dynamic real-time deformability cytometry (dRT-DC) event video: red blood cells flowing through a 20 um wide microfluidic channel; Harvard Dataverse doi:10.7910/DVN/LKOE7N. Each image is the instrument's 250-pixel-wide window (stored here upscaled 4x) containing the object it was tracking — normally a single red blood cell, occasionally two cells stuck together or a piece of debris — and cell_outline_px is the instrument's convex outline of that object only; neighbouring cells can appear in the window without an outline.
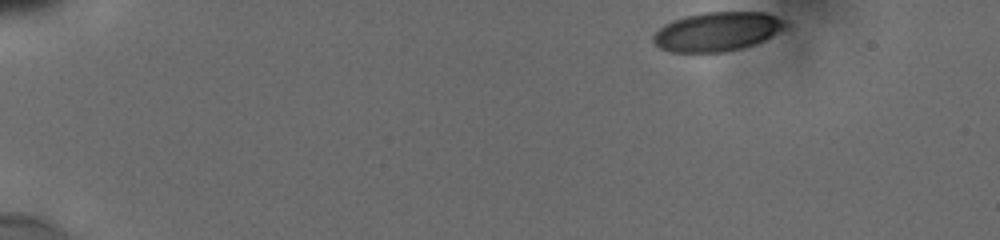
{"species": "human", "species_latin": "Homo sapiens", "temperature_condition": "cold", "stored_images_in_passage": 21, "camera_frame_rate_fps": 3000, "um_per_image_px": 0.085, "donor": {"sex": "male"}, "frame": {"image": 1, "passage_image": 1, "time_ms": 0.0, "image_size_px": [1000, 240], "cell_outline_px": [[788, 28], [764, 40], [740, 48], [724, 52], [672, 52], [660, 48], [652, 40], [652, 36], [664, 24], [672, 20], [684, 16], [704, 12], [764, 12], [784, 20], [788, 24]], "centroid_in_image_um": [60.96, 2.67], "position_along_channel_um": 24.0, "area_um2": 30.11}}
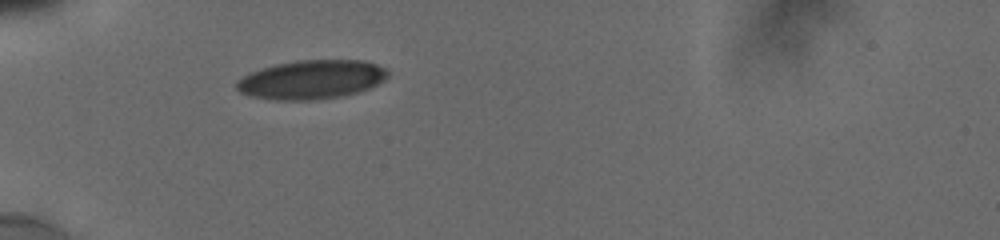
{"frame": {"image": 2, "passage_image": 20, "time_ms": 3.667, "image_size_px": [1000, 240], "cell_outline_px": [[388, 76], [384, 80], [368, 88], [344, 96], [312, 100], [276, 100], [248, 96], [240, 92], [236, 88], [236, 80], [260, 68], [276, 64], [296, 60], [364, 60], [376, 64], [384, 68], [388, 72]], "centroid_in_image_um": [26.45, 6.76], "position_along_channel_um": 58.6, "area_um2": 34.33}}